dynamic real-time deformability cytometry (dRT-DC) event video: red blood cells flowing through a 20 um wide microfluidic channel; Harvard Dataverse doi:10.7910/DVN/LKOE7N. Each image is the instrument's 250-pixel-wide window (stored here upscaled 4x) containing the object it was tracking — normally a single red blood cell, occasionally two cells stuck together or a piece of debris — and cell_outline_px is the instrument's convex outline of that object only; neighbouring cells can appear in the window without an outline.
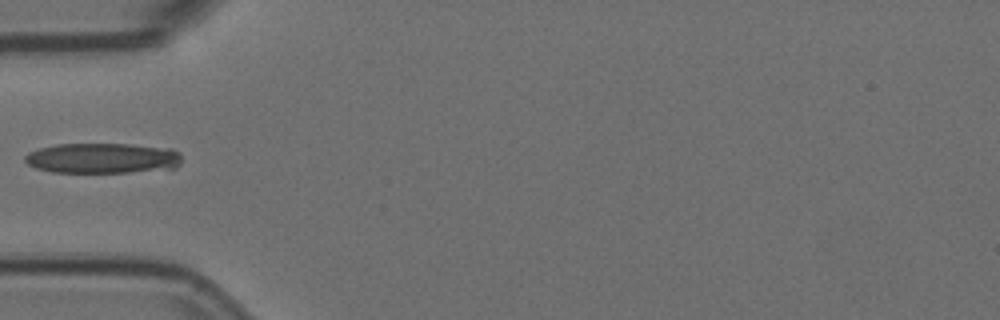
{"species": "Egyptian fruit bat (a non-hibernating species)", "species_latin": "Rousettus aegyptiacus", "temperature_condition": "room temperature", "stored_images_in_passage": 4, "camera_frame_rate_fps": 3000, "um_per_image_px": 0.085, "animal": {"sex": "female"}, "frame": {"image": 1, "passage_image": 4, "time_ms": 1.0, "image_size_px": [1000, 320], "cell_outline_px": [[180, 164], [176, 168], [128, 172], [52, 172], [36, 168], [28, 164], [24, 160], [24, 156], [28, 152], [40, 148], [56, 144], [128, 144], [172, 148], [180, 152]], "centroid_in_image_um": [8.72, 13.44], "position_along_channel_um": 76.3, "area_um2": 27.8}}